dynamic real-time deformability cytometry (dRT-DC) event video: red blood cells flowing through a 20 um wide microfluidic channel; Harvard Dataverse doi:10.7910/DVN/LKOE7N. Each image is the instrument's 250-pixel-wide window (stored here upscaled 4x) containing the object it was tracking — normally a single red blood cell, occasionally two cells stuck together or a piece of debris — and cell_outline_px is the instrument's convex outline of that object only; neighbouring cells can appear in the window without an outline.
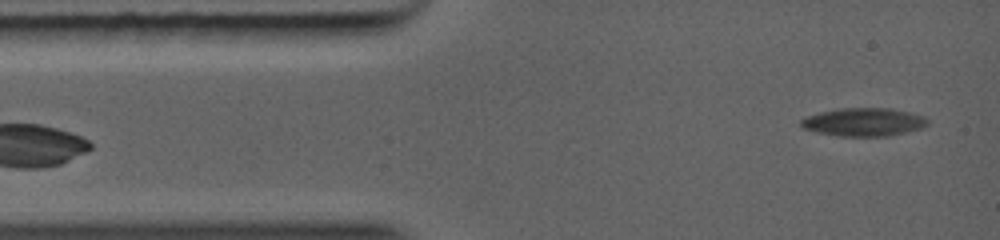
{"species": "common noctule bat (a hibernating species)", "species_latin": "Nyctalus noctula", "temperature_condition": "warm", "stored_images_in_passage": 6, "segment_of_instrument_passage": [2, 2], "camera_frame_rate_fps": 5000, "um_per_image_px": 0.085, "animal": {"sex": "female", "body_mass_g": 19.0, "forearm_length_mm": 56.7}, "frame": {"image": 1, "passage_image": 6, "time_ms": 2.2, "image_size_px": [1000, 240], "cell_outline_px": [[928, 124], [920, 128], [888, 136], [840, 136], [816, 132], [800, 128], [800, 120], [808, 116], [820, 112], [840, 108], [892, 108], [924, 116], [928, 120]], "centroid_in_image_um": [73.38, 10.37], "position_along_channel_um": 11.6, "area_um2": 20.75}}